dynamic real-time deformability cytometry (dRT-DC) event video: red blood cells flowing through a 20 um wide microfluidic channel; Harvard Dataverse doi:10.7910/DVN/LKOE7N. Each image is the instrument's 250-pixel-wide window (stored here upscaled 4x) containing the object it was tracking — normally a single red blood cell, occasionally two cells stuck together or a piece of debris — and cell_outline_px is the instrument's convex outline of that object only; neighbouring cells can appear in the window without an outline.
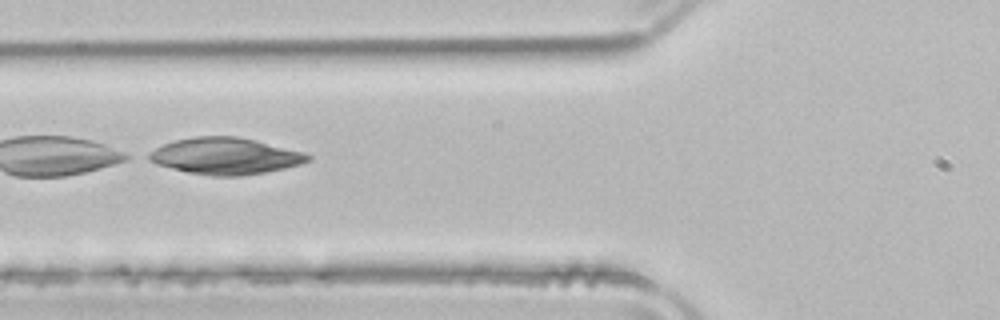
{"species": "common noctule bat (a hibernating species)", "species_latin": "Nyctalus noctula", "temperature_condition": "room temperature", "stored_images_in_passage": 4, "camera_frame_rate_fps": 3000, "um_per_image_px": 0.085, "animal": {"sex": "male", "body_mass_g": 21.5, "forearm_length_mm": 52.0}, "frame": {"image": 1, "passage_image": 4, "time_ms": 1.0, "image_size_px": [1000, 320], "cell_outline_px": [[312, 160], [300, 164], [284, 168], [264, 172], [240, 176], [212, 176], [188, 172], [156, 164], [140, 156], [172, 140], [196, 136], [236, 136], [256, 140], [304, 152], [312, 156]], "centroid_in_image_um": [19.1, 13.26], "position_along_channel_um": 106.7, "area_um2": 34.16}}